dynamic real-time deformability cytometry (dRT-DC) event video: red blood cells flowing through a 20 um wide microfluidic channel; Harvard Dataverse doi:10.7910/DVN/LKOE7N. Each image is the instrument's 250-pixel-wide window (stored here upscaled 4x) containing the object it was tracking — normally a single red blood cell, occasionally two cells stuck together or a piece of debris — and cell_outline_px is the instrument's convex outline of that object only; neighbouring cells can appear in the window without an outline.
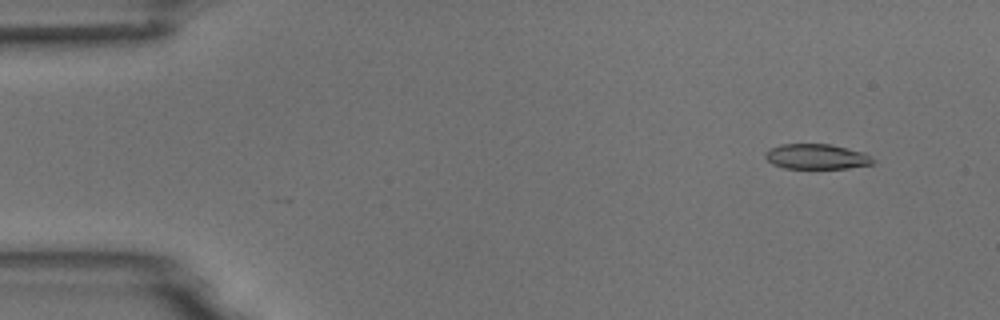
{"species": "common noctule bat (a hibernating species)", "species_latin": "Nyctalus noctula", "temperature_condition": "room temperature", "stored_images_in_passage": 55, "camera_frame_rate_fps": 3000, "um_per_image_px": 0.085, "animal": {"sex": "male", "body_mass_g": 18.8}, "frame": {"image": 1, "passage_image": 5, "time_ms": 1.333, "image_size_px": [1000, 320], "cell_outline_px": [[876, 160], [872, 164], [848, 168], [784, 168], [772, 164], [764, 156], [764, 152], [780, 144], [828, 144], [864, 152]], "centroid_in_image_um": [69.4, 13.31], "position_along_channel_um": 15.6, "area_um2": 15.72}}
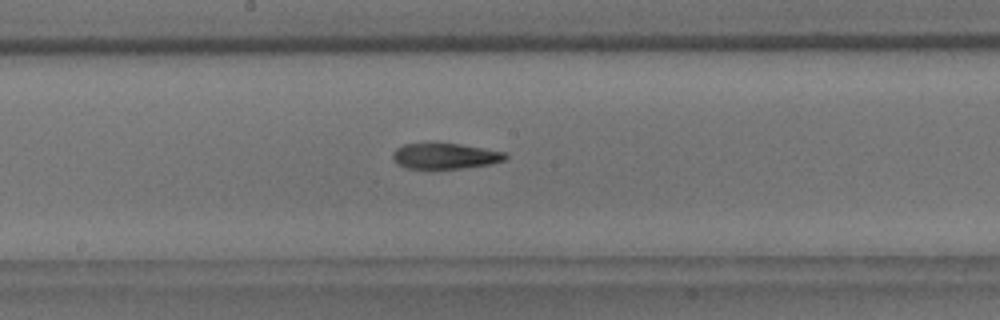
{"frame": {"image": 2, "passage_image": 29, "time_ms": 9.333, "image_size_px": [1000, 320], "cell_outline_px": [[508, 156], [504, 160], [492, 164], [460, 168], [404, 168], [396, 164], [392, 160], [392, 156], [396, 148], [404, 144], [436, 140], [460, 144], [504, 152]], "centroid_in_image_um": [37.76, 13.22], "position_along_channel_um": 210.4, "area_um2": 17.46}}
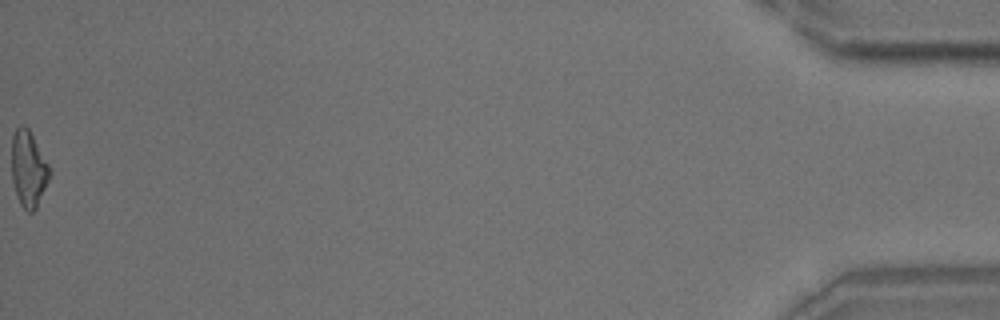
{"frame": {"image": 3, "passage_image": 55, "time_ms": 18.0, "image_size_px": [1000, 320], "cell_outline_px": [[52, 172], [36, 208], [32, 212], [28, 212], [20, 204], [16, 196], [12, 180], [12, 136], [16, 128], [20, 124], [24, 124], [28, 128], [48, 164]], "centroid_in_image_um": [2.41, 14.35], "position_along_channel_um": 432.8, "area_um2": 16.76}, "authors_computed_cell_mechanics": {"area_um2": 17.2822, "velocity_mm_per_s": 3.7348, "shape_relaxation_time_tau1_ms": 6.7216, "shape_relaxation_time_tau2_ms": 6.588, "deformation_change_tau1": 0.2255, "deformation_change_tau2": 0.1861}}